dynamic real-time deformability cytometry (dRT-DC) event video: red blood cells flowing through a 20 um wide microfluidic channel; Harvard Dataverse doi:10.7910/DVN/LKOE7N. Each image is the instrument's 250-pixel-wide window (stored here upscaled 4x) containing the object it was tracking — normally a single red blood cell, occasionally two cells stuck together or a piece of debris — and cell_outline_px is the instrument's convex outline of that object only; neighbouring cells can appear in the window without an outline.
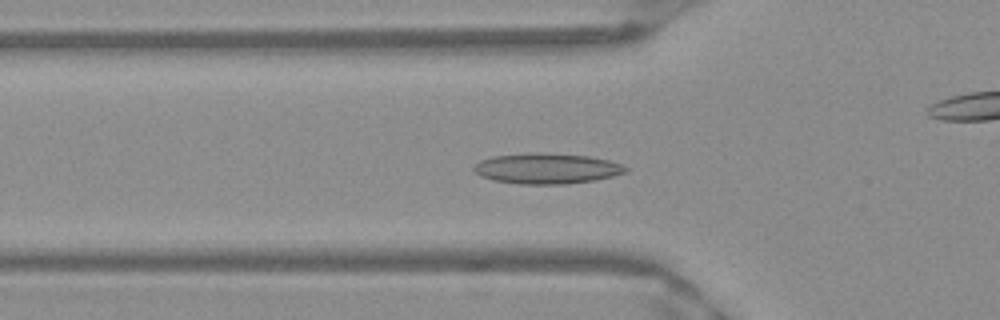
{"species": "Egyptian fruit bat (a non-hibernating species)", "species_latin": "Rousettus aegyptiacus", "temperature_condition": "warm", "stored_images_in_passage": 53, "camera_frame_rate_fps": 3000, "um_per_image_px": 0.085, "frame": {"image": 1, "passage_image": 18, "time_ms": 5.667, "image_size_px": [1000, 320], "cell_outline_px": [[628, 172], [596, 180], [564, 184], [520, 184], [492, 180], [480, 176], [472, 168], [480, 160], [492, 156], [528, 152], [540, 152], [588, 156], [608, 160], [620, 164], [628, 168]], "centroid_in_image_um": [46.45, 14.32], "position_along_channel_um": 79.3, "area_um2": 27.17}}
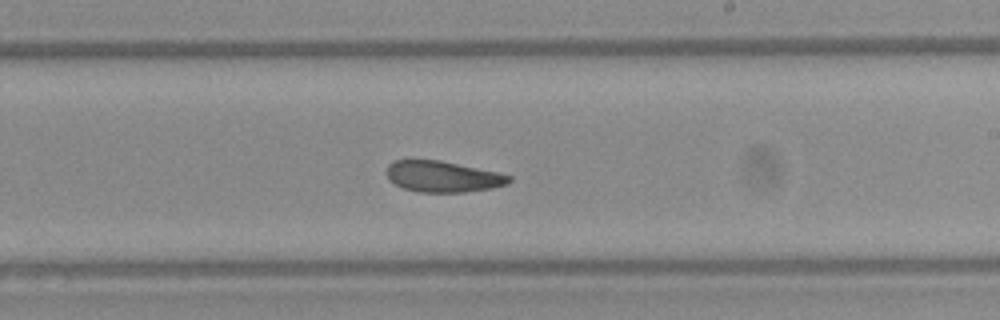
{"frame": {"image": 2, "passage_image": 31, "time_ms": 10.0, "image_size_px": [1000, 320], "cell_outline_px": [[512, 180], [508, 184], [492, 188], [464, 192], [420, 192], [404, 188], [388, 180], [384, 172], [388, 164], [392, 160], [440, 160], [500, 172], [512, 176]], "centroid_in_image_um": [37.63, 15.0], "position_along_channel_um": 251.4, "area_um2": 22.48}}
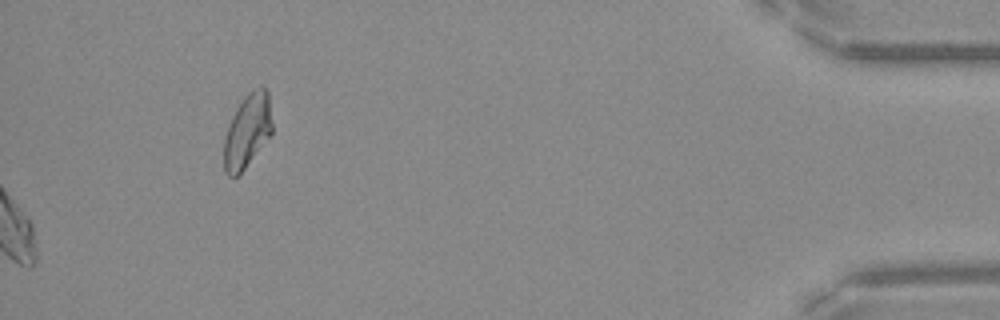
{"frame": {"image": 3, "passage_image": 53, "time_ms": 17.333, "image_size_px": [1000, 320], "cell_outline_px": [[272, 132], [240, 176], [228, 176], [224, 172], [224, 136], [232, 116], [236, 108], [244, 96], [252, 88], [260, 84], [268, 92], [272, 124]], "centroid_in_image_um": [21.01, 11.13], "position_along_channel_um": 414.2, "area_um2": 20.98}, "authors_computed_cell_mechanics": {"area_um2": 23.987, "velocity_mm_per_s": 3.948, "shape_relaxation_time_tau1_ms": 8.587, "shape_relaxation_time_tau2_ms": 3.1121, "deformation_change_tau1": 0.1659, "deformation_change_tau2": 0.0914}}